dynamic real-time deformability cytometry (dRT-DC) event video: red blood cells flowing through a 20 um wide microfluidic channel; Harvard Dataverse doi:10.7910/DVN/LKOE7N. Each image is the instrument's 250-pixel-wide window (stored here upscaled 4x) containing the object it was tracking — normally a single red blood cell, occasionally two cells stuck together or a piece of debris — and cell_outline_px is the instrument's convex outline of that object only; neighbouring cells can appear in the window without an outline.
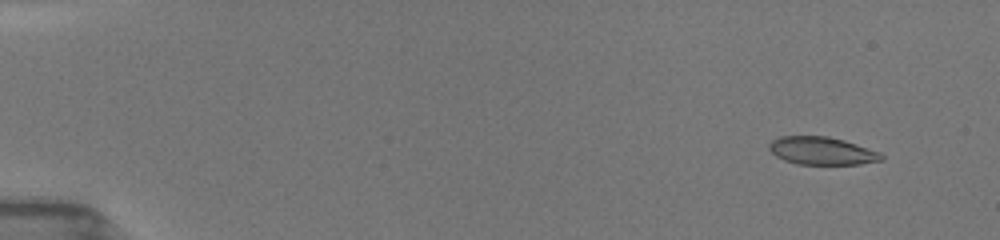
{"species": "common noctule bat (a hibernating species)", "species_latin": "Nyctalus noctula", "temperature_condition": "room temperature", "stored_images_in_passage": 89, "camera_frame_rate_fps": 3000, "um_per_image_px": 0.085, "animal": {"sex": "female", "body_mass_g": 19.5, "forearm_length_mm": 54.1}, "frame": {"image": 1, "passage_image": 10, "time_ms": 1.333, "image_size_px": [1000, 240], "cell_outline_px": [[884, 160], [860, 164], [796, 164], [784, 160], [776, 156], [768, 148], [768, 144], [772, 140], [780, 136], [828, 136], [844, 140], [880, 152], [884, 156]], "centroid_in_image_um": [69.85, 12.82], "position_along_channel_um": 15.1, "area_um2": 18.26}}
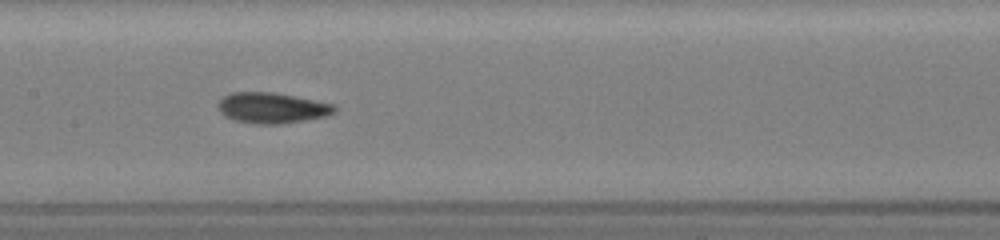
{"frame": {"image": 2, "passage_image": 48, "time_ms": 9.0, "image_size_px": [1000, 240], "cell_outline_px": [[336, 112], [324, 116], [304, 120], [280, 124], [256, 124], [236, 120], [224, 116], [220, 112], [216, 104], [224, 96], [232, 92], [272, 92], [336, 104]], "centroid_in_image_um": [23.1, 9.17], "position_along_channel_um": 184.3, "area_um2": 20.75}}
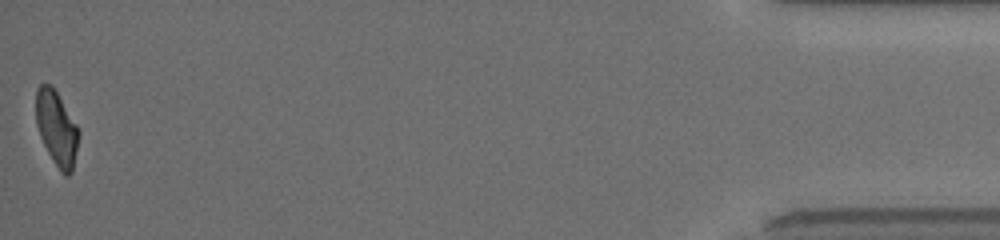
{"frame": {"image": 3, "passage_image": 88, "time_ms": 17.333, "image_size_px": [1000, 240], "cell_outline_px": [[80, 132], [72, 172], [68, 176], [64, 176], [60, 172], [52, 160], [40, 136], [36, 124], [36, 88], [40, 84], [52, 84], [76, 124]], "centroid_in_image_um": [4.81, 10.91], "position_along_channel_um": 430.4, "area_um2": 18.61}, "authors_computed_cell_mechanics": {"area_um2": 19.652, "velocity_mm_per_s": 3.9824, "shape_relaxation_time_tau1_ms": 7.6313, "shape_relaxation_time_tau2_ms": 2.0127, "deformation_change_tau1": 0.2008, "deformation_change_tau2": 0.0845}}